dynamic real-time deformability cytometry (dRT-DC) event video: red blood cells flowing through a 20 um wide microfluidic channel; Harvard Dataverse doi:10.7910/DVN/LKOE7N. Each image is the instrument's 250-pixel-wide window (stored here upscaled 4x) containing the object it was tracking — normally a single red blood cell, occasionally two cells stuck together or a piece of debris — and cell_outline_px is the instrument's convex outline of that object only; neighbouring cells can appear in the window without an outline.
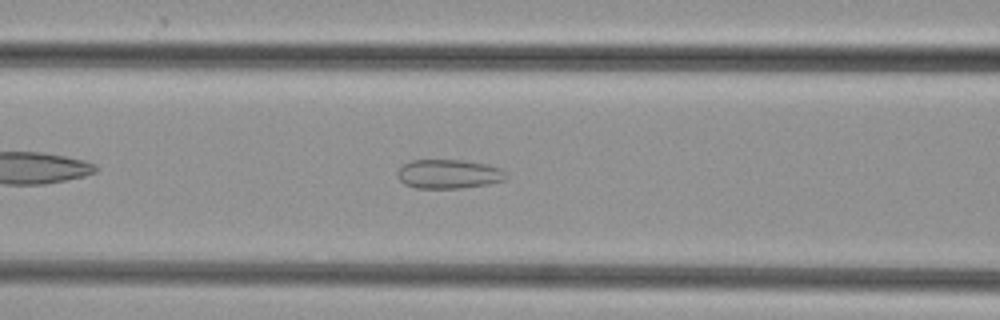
{"species": "common noctule bat (a hibernating species)", "species_latin": "Nyctalus noctula", "temperature_condition": "cold", "stored_images_in_passage": 39, "camera_frame_rate_fps": 3000, "um_per_image_px": 0.085, "animal": {"sex": "female", "body_mass_g": 29.2, "forearm_length_mm": 56.3}, "frame": {"image": 1, "passage_image": 9, "time_ms": 2.667, "image_size_px": [1000, 320], "cell_outline_px": [[508, 176], [504, 180], [488, 184], [460, 188], [416, 188], [404, 184], [396, 176], [396, 172], [400, 164], [412, 160], [464, 160], [488, 164], [500, 168]], "centroid_in_image_um": [38.09, 14.78], "position_along_channel_um": 128.5, "area_um2": 18.67}}
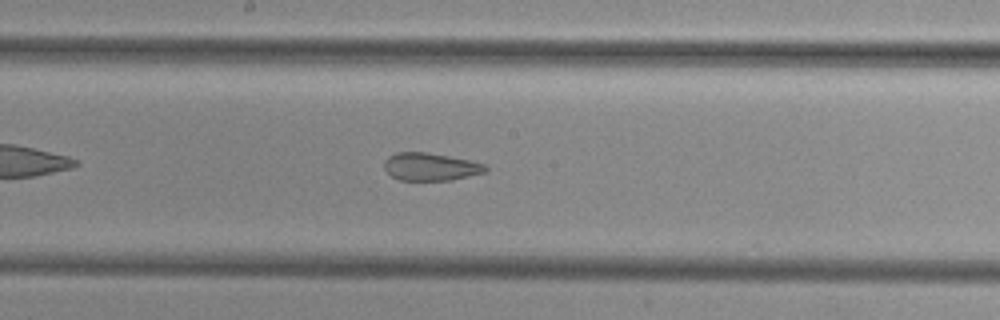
{"frame": {"image": 2, "passage_image": 15, "time_ms": 4.667, "image_size_px": [1000, 320], "cell_outline_px": [[488, 172], [452, 180], [400, 180], [392, 176], [384, 168], [384, 160], [388, 156], [396, 152], [424, 152], [448, 156], [468, 160], [484, 164], [488, 168]], "centroid_in_image_um": [36.6, 14.18], "position_along_channel_um": 211.6, "area_um2": 16.36}}
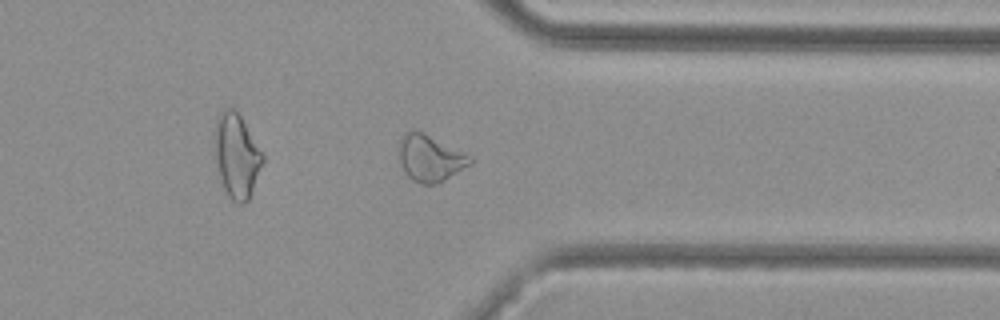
{"frame": {"image": 3, "passage_image": 27, "time_ms": 8.667, "image_size_px": [1000, 320], "cell_outline_px": [[472, 164], [444, 180], [436, 184], [420, 184], [412, 180], [404, 172], [400, 164], [400, 136], [408, 132], [424, 132], [472, 156]], "centroid_in_image_um": [36.58, 13.46], "position_along_channel_um": 374.8, "area_um2": 19.19}}